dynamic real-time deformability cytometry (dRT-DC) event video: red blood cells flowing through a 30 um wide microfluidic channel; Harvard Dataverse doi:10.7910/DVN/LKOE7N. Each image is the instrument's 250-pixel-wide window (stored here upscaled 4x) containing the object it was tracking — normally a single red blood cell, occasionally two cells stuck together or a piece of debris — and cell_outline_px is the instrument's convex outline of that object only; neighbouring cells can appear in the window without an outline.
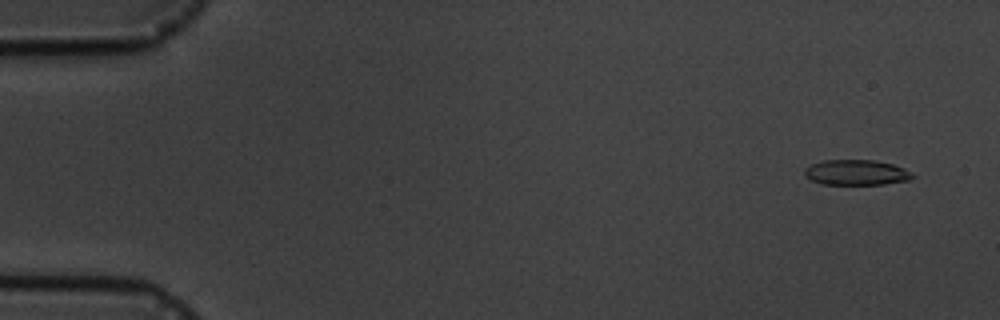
{"species": "common noctule bat (a hibernating species)", "species_latin": "Nyctalus noctula", "temperature_condition": "cold", "stored_images_in_passage": 5, "camera_frame_rate_fps": 3000, "um_per_image_px": 0.085, "animal": {"sex": "male", "body_mass_g": 19.5, "forearm_length_mm": 54.6}, "frame": {"image": 1, "passage_image": 1, "time_ms": 0.0, "image_size_px": [1000, 320], "cell_outline_px": [[916, 176], [908, 180], [884, 184], [820, 184], [804, 176], [804, 168], [812, 164], [824, 160], [876, 160], [892, 164], [904, 168]], "centroid_in_image_um": [72.77, 14.66], "position_along_channel_um": 12.2, "area_um2": 15.95}}
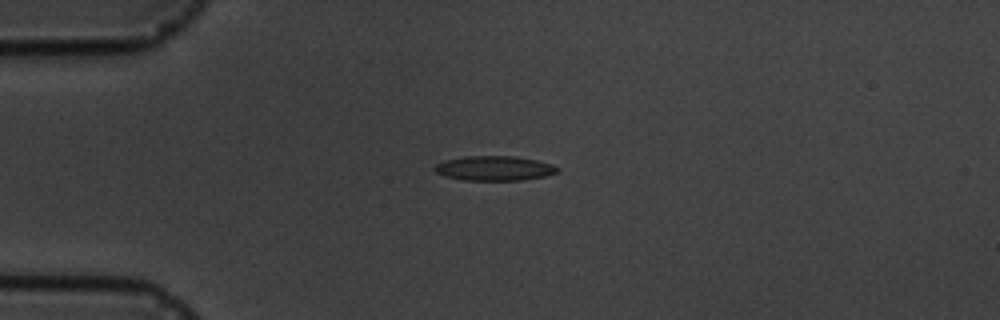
{"frame": {"image": 2, "passage_image": 4, "time_ms": 3.667, "image_size_px": [1000, 320], "cell_outline_px": [[560, 172], [544, 176], [524, 180], [464, 180], [444, 176], [436, 172], [432, 168], [436, 164], [444, 160], [464, 156], [512, 156], [536, 160], [552, 164], [560, 168]], "centroid_in_image_um": [42.02, 14.3], "position_along_channel_um": 43.0, "area_um2": 17.74}}